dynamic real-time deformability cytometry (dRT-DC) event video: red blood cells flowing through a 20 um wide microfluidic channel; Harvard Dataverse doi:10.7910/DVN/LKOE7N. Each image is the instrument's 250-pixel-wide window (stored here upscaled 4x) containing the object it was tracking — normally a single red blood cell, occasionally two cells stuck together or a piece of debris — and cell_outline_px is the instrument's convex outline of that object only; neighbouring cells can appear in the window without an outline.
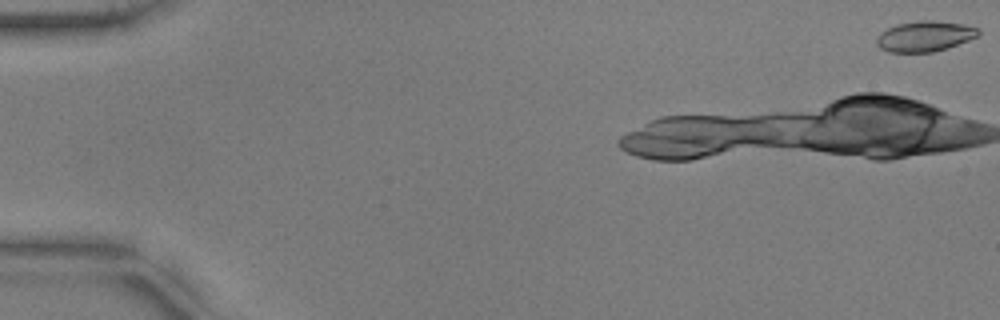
{"species": "common noctule bat (a hibernating species)", "species_latin": "Nyctalus noctula", "temperature_condition": "warm", "stored_images_in_passage": 26, "camera_frame_rate_fps": 3000, "um_per_image_px": 0.085, "animal": {"sex": "male", "body_mass_g": 17.9, "forearm_length_mm": 54.2}, "frame": {"image": 1, "passage_image": 1, "time_ms": 0.0, "image_size_px": [1000, 320], "cell_outline_px": [[980, 32], [976, 36], [968, 40], [948, 48], [932, 52], [888, 52], [880, 48], [876, 44], [876, 36], [880, 32], [896, 24], [920, 20], [932, 20], [964, 24], [980, 28]], "centroid_in_image_um": [78.58, 3.08], "position_along_channel_um": 6.4, "area_um2": 18.21}}